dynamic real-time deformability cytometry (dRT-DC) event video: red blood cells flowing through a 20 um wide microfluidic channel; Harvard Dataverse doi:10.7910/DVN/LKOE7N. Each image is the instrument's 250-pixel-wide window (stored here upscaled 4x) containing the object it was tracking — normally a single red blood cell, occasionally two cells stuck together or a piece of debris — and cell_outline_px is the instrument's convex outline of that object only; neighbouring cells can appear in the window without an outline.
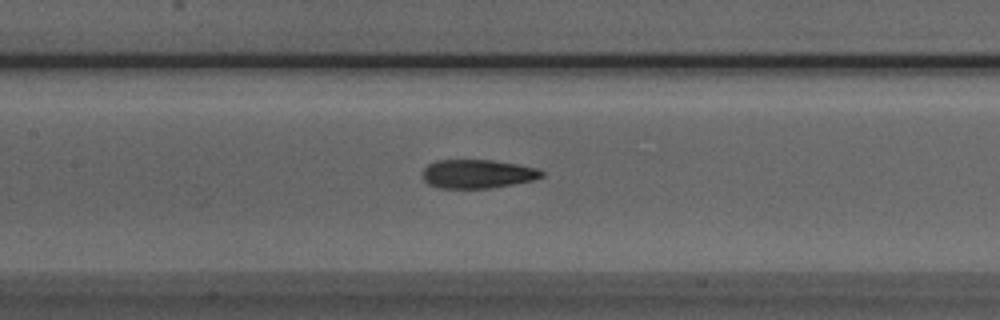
{"species": "Egyptian fruit bat (a non-hibernating species)", "species_latin": "Rousettus aegyptiacus", "temperature_condition": "room temperature", "stored_images_in_passage": 47, "camera_frame_rate_fps": 3000, "um_per_image_px": 0.085, "animal": {"sex": "male"}, "frame": {"image": 1, "passage_image": 22, "time_ms": 7.0, "image_size_px": [1000, 320], "cell_outline_px": [[544, 176], [532, 180], [492, 188], [436, 188], [428, 184], [424, 180], [424, 168], [428, 164], [436, 160], [492, 160], [516, 164], [536, 168], [544, 172]], "centroid_in_image_um": [40.57, 14.78], "position_along_channel_um": 166.8, "area_um2": 19.88}}
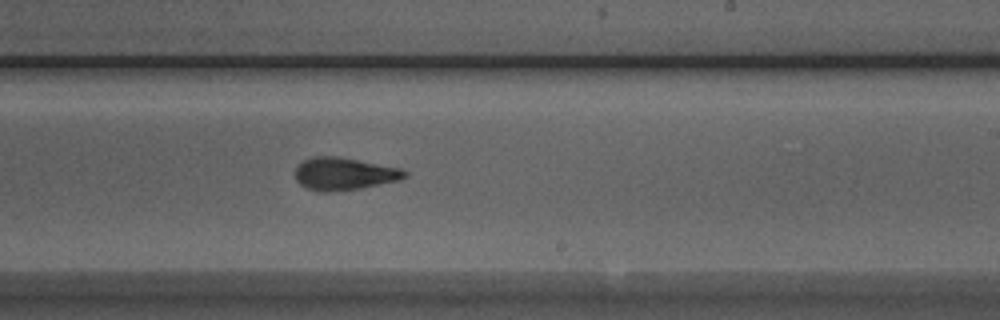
{"frame": {"image": 2, "passage_image": 29, "time_ms": 9.333, "image_size_px": [1000, 320], "cell_outline_px": [[408, 176], [400, 180], [360, 188], [328, 192], [320, 192], [308, 188], [300, 184], [296, 180], [296, 168], [304, 160], [312, 156], [336, 156], [400, 168], [408, 172]], "centroid_in_image_um": [29.26, 14.77], "position_along_channel_um": 259.7, "area_um2": 20.58}}
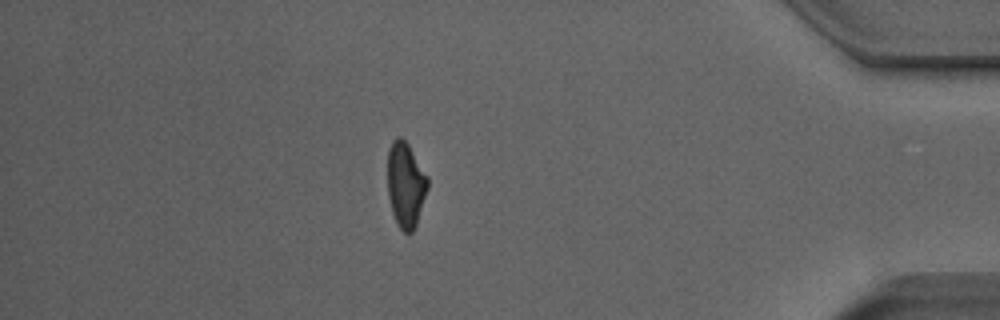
{"frame": {"image": 3, "passage_image": 43, "time_ms": 14.0, "image_size_px": [1000, 320], "cell_outline_px": [[428, 188], [416, 224], [412, 232], [404, 232], [396, 224], [392, 212], [388, 196], [388, 148], [392, 140], [396, 136], [400, 136], [408, 144], [428, 176]], "centroid_in_image_um": [34.47, 15.68], "position_along_channel_um": 400.7, "area_um2": 19.94}, "authors_computed_cell_mechanics": {"area_um2": 20.4034, "velocity_mm_per_s": 3.9939, "shape_relaxation_time_tau1_ms": 6.9544, "shape_relaxation_time_tau2_ms": 1.6071, "deformation_change_tau1": 0.243, "deformation_change_tau2": 0.0972}}